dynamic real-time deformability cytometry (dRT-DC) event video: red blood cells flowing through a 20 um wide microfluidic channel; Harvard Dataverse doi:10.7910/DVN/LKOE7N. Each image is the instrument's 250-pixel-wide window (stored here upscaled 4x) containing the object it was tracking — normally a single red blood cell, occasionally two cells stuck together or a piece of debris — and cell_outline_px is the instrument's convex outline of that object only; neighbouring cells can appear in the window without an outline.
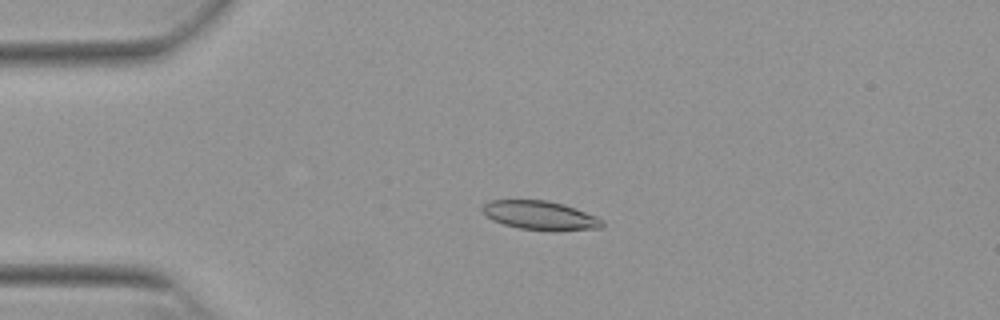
{"species": "Egyptian fruit bat (a non-hibernating species)", "species_latin": "Rousettus aegyptiacus", "temperature_condition": "warm", "stored_images_in_passage": 52, "camera_frame_rate_fps": 3000, "um_per_image_px": 0.085, "animal": {"sex": "female"}, "frame": {"image": 1, "passage_image": 12, "time_ms": 3.667, "image_size_px": [1000, 320], "cell_outline_px": [[604, 224], [600, 228], [556, 232], [552, 232], [520, 228], [504, 224], [492, 220], [484, 216], [480, 208], [484, 204], [492, 200], [548, 200], [564, 204], [576, 208], [596, 216], [604, 220]], "centroid_in_image_um": [45.93, 18.32], "position_along_channel_um": 39.1, "area_um2": 20.63}}
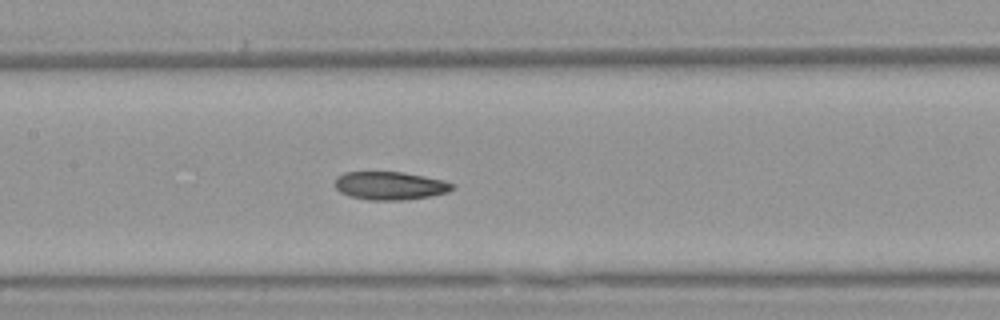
{"frame": {"image": 2, "passage_image": 25, "time_ms": 8.0, "image_size_px": [1000, 320], "cell_outline_px": [[456, 188], [448, 192], [432, 196], [404, 200], [368, 200], [348, 196], [340, 192], [336, 188], [336, 176], [344, 172], [404, 172], [444, 180], [456, 184]], "centroid_in_image_um": [33.19, 15.79], "position_along_channel_um": 174.2, "area_um2": 19.54}}
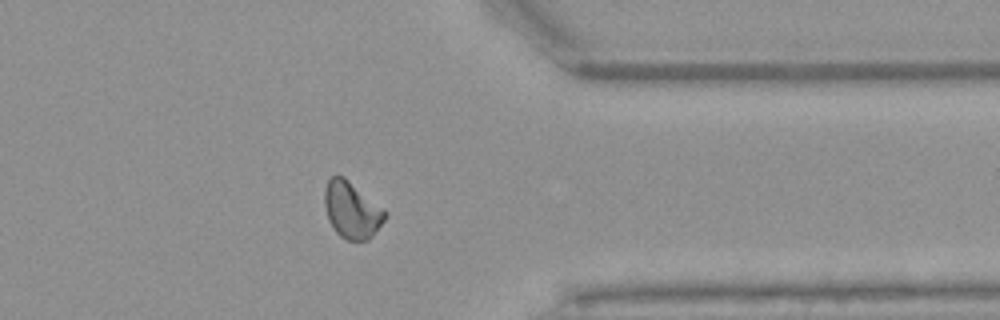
{"frame": {"image": 3, "passage_image": 42, "time_ms": 13.667, "image_size_px": [1000, 320], "cell_outline_px": [[388, 216], [372, 236], [368, 240], [348, 240], [340, 236], [336, 232], [328, 220], [324, 204], [324, 188], [328, 180], [332, 176], [344, 176], [384, 208], [388, 212]], "centroid_in_image_um": [29.91, 17.84], "position_along_channel_um": 381.5, "area_um2": 20.11}, "authors_computed_cell_mechanics": {"area_um2": 19.5942, "velocity_mm_per_s": 3.8439, "shape_relaxation_time_tau1_ms": 8.1826, "shape_relaxation_time_tau2_ms": 2.6992, "deformation_change_tau1": 0.1768, "deformation_change_tau2": 0.0852}}